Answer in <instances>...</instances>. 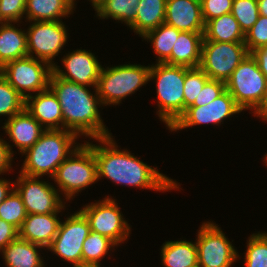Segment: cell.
I'll list each match as a JSON object with an SVG mask.
<instances>
[{
	"label": "cell",
	"instance_id": "9",
	"mask_svg": "<svg viewBox=\"0 0 267 267\" xmlns=\"http://www.w3.org/2000/svg\"><path fill=\"white\" fill-rule=\"evenodd\" d=\"M196 234L200 267H232L235 262L240 261L237 248L226 237L223 229L211 219L203 221Z\"/></svg>",
	"mask_w": 267,
	"mask_h": 267
},
{
	"label": "cell",
	"instance_id": "26",
	"mask_svg": "<svg viewBox=\"0 0 267 267\" xmlns=\"http://www.w3.org/2000/svg\"><path fill=\"white\" fill-rule=\"evenodd\" d=\"M166 0H140L136 9V19L129 28L143 37L156 29L165 20Z\"/></svg>",
	"mask_w": 267,
	"mask_h": 267
},
{
	"label": "cell",
	"instance_id": "7",
	"mask_svg": "<svg viewBox=\"0 0 267 267\" xmlns=\"http://www.w3.org/2000/svg\"><path fill=\"white\" fill-rule=\"evenodd\" d=\"M226 90L243 110L252 115L262 106L267 93V78L256 60L248 54L225 82Z\"/></svg>",
	"mask_w": 267,
	"mask_h": 267
},
{
	"label": "cell",
	"instance_id": "29",
	"mask_svg": "<svg viewBox=\"0 0 267 267\" xmlns=\"http://www.w3.org/2000/svg\"><path fill=\"white\" fill-rule=\"evenodd\" d=\"M115 248L118 249V246L108 237L90 231L82 245V265L103 266L101 262L105 256L111 259Z\"/></svg>",
	"mask_w": 267,
	"mask_h": 267
},
{
	"label": "cell",
	"instance_id": "38",
	"mask_svg": "<svg viewBox=\"0 0 267 267\" xmlns=\"http://www.w3.org/2000/svg\"><path fill=\"white\" fill-rule=\"evenodd\" d=\"M226 90V83L220 80L208 79L195 102L190 107L205 106L214 101Z\"/></svg>",
	"mask_w": 267,
	"mask_h": 267
},
{
	"label": "cell",
	"instance_id": "39",
	"mask_svg": "<svg viewBox=\"0 0 267 267\" xmlns=\"http://www.w3.org/2000/svg\"><path fill=\"white\" fill-rule=\"evenodd\" d=\"M205 24L216 17L232 12L233 0H200Z\"/></svg>",
	"mask_w": 267,
	"mask_h": 267
},
{
	"label": "cell",
	"instance_id": "18",
	"mask_svg": "<svg viewBox=\"0 0 267 267\" xmlns=\"http://www.w3.org/2000/svg\"><path fill=\"white\" fill-rule=\"evenodd\" d=\"M164 23L184 32H204L200 0H166Z\"/></svg>",
	"mask_w": 267,
	"mask_h": 267
},
{
	"label": "cell",
	"instance_id": "20",
	"mask_svg": "<svg viewBox=\"0 0 267 267\" xmlns=\"http://www.w3.org/2000/svg\"><path fill=\"white\" fill-rule=\"evenodd\" d=\"M25 110L46 130L63 129L62 109L50 88L27 97Z\"/></svg>",
	"mask_w": 267,
	"mask_h": 267
},
{
	"label": "cell",
	"instance_id": "13",
	"mask_svg": "<svg viewBox=\"0 0 267 267\" xmlns=\"http://www.w3.org/2000/svg\"><path fill=\"white\" fill-rule=\"evenodd\" d=\"M248 54L244 42L203 40L199 67L209 79L226 82Z\"/></svg>",
	"mask_w": 267,
	"mask_h": 267
},
{
	"label": "cell",
	"instance_id": "35",
	"mask_svg": "<svg viewBox=\"0 0 267 267\" xmlns=\"http://www.w3.org/2000/svg\"><path fill=\"white\" fill-rule=\"evenodd\" d=\"M231 13L245 34L259 17L257 0H233Z\"/></svg>",
	"mask_w": 267,
	"mask_h": 267
},
{
	"label": "cell",
	"instance_id": "15",
	"mask_svg": "<svg viewBox=\"0 0 267 267\" xmlns=\"http://www.w3.org/2000/svg\"><path fill=\"white\" fill-rule=\"evenodd\" d=\"M244 111L236 104L235 99L225 90L213 102L199 107H188L177 121L168 129L178 132L200 125L221 126L224 121Z\"/></svg>",
	"mask_w": 267,
	"mask_h": 267
},
{
	"label": "cell",
	"instance_id": "3",
	"mask_svg": "<svg viewBox=\"0 0 267 267\" xmlns=\"http://www.w3.org/2000/svg\"><path fill=\"white\" fill-rule=\"evenodd\" d=\"M79 137L65 129L45 130L38 141L22 155L18 173L52 179L57 168L81 144Z\"/></svg>",
	"mask_w": 267,
	"mask_h": 267
},
{
	"label": "cell",
	"instance_id": "33",
	"mask_svg": "<svg viewBox=\"0 0 267 267\" xmlns=\"http://www.w3.org/2000/svg\"><path fill=\"white\" fill-rule=\"evenodd\" d=\"M27 216L23 201L18 192L13 189L0 204V219L11 223L19 229Z\"/></svg>",
	"mask_w": 267,
	"mask_h": 267
},
{
	"label": "cell",
	"instance_id": "21",
	"mask_svg": "<svg viewBox=\"0 0 267 267\" xmlns=\"http://www.w3.org/2000/svg\"><path fill=\"white\" fill-rule=\"evenodd\" d=\"M42 250L47 252L44 247L17 237L0 254L5 267H46L45 253H41Z\"/></svg>",
	"mask_w": 267,
	"mask_h": 267
},
{
	"label": "cell",
	"instance_id": "30",
	"mask_svg": "<svg viewBox=\"0 0 267 267\" xmlns=\"http://www.w3.org/2000/svg\"><path fill=\"white\" fill-rule=\"evenodd\" d=\"M140 0H107L95 11L99 20H115L130 26L136 19V9Z\"/></svg>",
	"mask_w": 267,
	"mask_h": 267
},
{
	"label": "cell",
	"instance_id": "47",
	"mask_svg": "<svg viewBox=\"0 0 267 267\" xmlns=\"http://www.w3.org/2000/svg\"><path fill=\"white\" fill-rule=\"evenodd\" d=\"M73 267H102V266H98V265H78V266H73Z\"/></svg>",
	"mask_w": 267,
	"mask_h": 267
},
{
	"label": "cell",
	"instance_id": "8",
	"mask_svg": "<svg viewBox=\"0 0 267 267\" xmlns=\"http://www.w3.org/2000/svg\"><path fill=\"white\" fill-rule=\"evenodd\" d=\"M104 197L83 205L79 210L87 218L91 231L108 237L117 246H122L130 238L132 225L124 218L116 198L111 195Z\"/></svg>",
	"mask_w": 267,
	"mask_h": 267
},
{
	"label": "cell",
	"instance_id": "5",
	"mask_svg": "<svg viewBox=\"0 0 267 267\" xmlns=\"http://www.w3.org/2000/svg\"><path fill=\"white\" fill-rule=\"evenodd\" d=\"M80 141L78 148L63 161L51 179L68 203L83 190L98 182L93 141L92 139L83 140L84 143Z\"/></svg>",
	"mask_w": 267,
	"mask_h": 267
},
{
	"label": "cell",
	"instance_id": "37",
	"mask_svg": "<svg viewBox=\"0 0 267 267\" xmlns=\"http://www.w3.org/2000/svg\"><path fill=\"white\" fill-rule=\"evenodd\" d=\"M26 0H0V17L4 22L25 20Z\"/></svg>",
	"mask_w": 267,
	"mask_h": 267
},
{
	"label": "cell",
	"instance_id": "1",
	"mask_svg": "<svg viewBox=\"0 0 267 267\" xmlns=\"http://www.w3.org/2000/svg\"><path fill=\"white\" fill-rule=\"evenodd\" d=\"M114 137L92 139L98 181L106 178L121 187L162 193L183 190L182 184L161 173L156 165L152 167L129 149H121Z\"/></svg>",
	"mask_w": 267,
	"mask_h": 267
},
{
	"label": "cell",
	"instance_id": "11",
	"mask_svg": "<svg viewBox=\"0 0 267 267\" xmlns=\"http://www.w3.org/2000/svg\"><path fill=\"white\" fill-rule=\"evenodd\" d=\"M43 177L27 176L19 173L14 181V189L21 196L27 214H48L65 212L68 203L55 188L53 182Z\"/></svg>",
	"mask_w": 267,
	"mask_h": 267
},
{
	"label": "cell",
	"instance_id": "27",
	"mask_svg": "<svg viewBox=\"0 0 267 267\" xmlns=\"http://www.w3.org/2000/svg\"><path fill=\"white\" fill-rule=\"evenodd\" d=\"M245 34L232 13L213 18L205 24L204 39L217 42H244Z\"/></svg>",
	"mask_w": 267,
	"mask_h": 267
},
{
	"label": "cell",
	"instance_id": "40",
	"mask_svg": "<svg viewBox=\"0 0 267 267\" xmlns=\"http://www.w3.org/2000/svg\"><path fill=\"white\" fill-rule=\"evenodd\" d=\"M14 156L12 155L8 144L6 143V139L0 136V176H6L13 171V160Z\"/></svg>",
	"mask_w": 267,
	"mask_h": 267
},
{
	"label": "cell",
	"instance_id": "17",
	"mask_svg": "<svg viewBox=\"0 0 267 267\" xmlns=\"http://www.w3.org/2000/svg\"><path fill=\"white\" fill-rule=\"evenodd\" d=\"M1 128L5 132L4 135L9 139L8 141L6 140V143L13 156L17 154L16 151L13 150V147H17L18 154L20 153L22 155L38 141L42 133L46 130L25 109L15 114L9 120L2 122Z\"/></svg>",
	"mask_w": 267,
	"mask_h": 267
},
{
	"label": "cell",
	"instance_id": "48",
	"mask_svg": "<svg viewBox=\"0 0 267 267\" xmlns=\"http://www.w3.org/2000/svg\"><path fill=\"white\" fill-rule=\"evenodd\" d=\"M262 161L265 163L264 165H266L267 167V153L265 152L264 156H262Z\"/></svg>",
	"mask_w": 267,
	"mask_h": 267
},
{
	"label": "cell",
	"instance_id": "24",
	"mask_svg": "<svg viewBox=\"0 0 267 267\" xmlns=\"http://www.w3.org/2000/svg\"><path fill=\"white\" fill-rule=\"evenodd\" d=\"M76 8L71 0H26L25 22L63 21L73 15Z\"/></svg>",
	"mask_w": 267,
	"mask_h": 267
},
{
	"label": "cell",
	"instance_id": "25",
	"mask_svg": "<svg viewBox=\"0 0 267 267\" xmlns=\"http://www.w3.org/2000/svg\"><path fill=\"white\" fill-rule=\"evenodd\" d=\"M163 267H195L198 265L197 245L194 240H168L160 248Z\"/></svg>",
	"mask_w": 267,
	"mask_h": 267
},
{
	"label": "cell",
	"instance_id": "28",
	"mask_svg": "<svg viewBox=\"0 0 267 267\" xmlns=\"http://www.w3.org/2000/svg\"><path fill=\"white\" fill-rule=\"evenodd\" d=\"M178 29L166 23H162L156 29L150 30L143 37L145 42H150L153 53L156 55L154 63H164L170 56L179 33Z\"/></svg>",
	"mask_w": 267,
	"mask_h": 267
},
{
	"label": "cell",
	"instance_id": "42",
	"mask_svg": "<svg viewBox=\"0 0 267 267\" xmlns=\"http://www.w3.org/2000/svg\"><path fill=\"white\" fill-rule=\"evenodd\" d=\"M251 56L256 60L258 68L267 78V46L253 50Z\"/></svg>",
	"mask_w": 267,
	"mask_h": 267
},
{
	"label": "cell",
	"instance_id": "14",
	"mask_svg": "<svg viewBox=\"0 0 267 267\" xmlns=\"http://www.w3.org/2000/svg\"><path fill=\"white\" fill-rule=\"evenodd\" d=\"M90 231L87 218L77 210L61 220L58 233L46 250L71 267L82 265V245Z\"/></svg>",
	"mask_w": 267,
	"mask_h": 267
},
{
	"label": "cell",
	"instance_id": "31",
	"mask_svg": "<svg viewBox=\"0 0 267 267\" xmlns=\"http://www.w3.org/2000/svg\"><path fill=\"white\" fill-rule=\"evenodd\" d=\"M246 241L243 266L267 267V231H255Z\"/></svg>",
	"mask_w": 267,
	"mask_h": 267
},
{
	"label": "cell",
	"instance_id": "2",
	"mask_svg": "<svg viewBox=\"0 0 267 267\" xmlns=\"http://www.w3.org/2000/svg\"><path fill=\"white\" fill-rule=\"evenodd\" d=\"M49 88L59 100L63 116V129L86 140L87 138L89 140L113 136L102 119L100 108L103 105L96 87L64 80L52 72Z\"/></svg>",
	"mask_w": 267,
	"mask_h": 267
},
{
	"label": "cell",
	"instance_id": "19",
	"mask_svg": "<svg viewBox=\"0 0 267 267\" xmlns=\"http://www.w3.org/2000/svg\"><path fill=\"white\" fill-rule=\"evenodd\" d=\"M61 212L48 214H27L21 227L18 229V237L47 249L58 233L62 218Z\"/></svg>",
	"mask_w": 267,
	"mask_h": 267
},
{
	"label": "cell",
	"instance_id": "4",
	"mask_svg": "<svg viewBox=\"0 0 267 267\" xmlns=\"http://www.w3.org/2000/svg\"><path fill=\"white\" fill-rule=\"evenodd\" d=\"M189 67L152 63L149 82L153 81L157 100L156 115L169 129L184 113V80Z\"/></svg>",
	"mask_w": 267,
	"mask_h": 267
},
{
	"label": "cell",
	"instance_id": "50",
	"mask_svg": "<svg viewBox=\"0 0 267 267\" xmlns=\"http://www.w3.org/2000/svg\"><path fill=\"white\" fill-rule=\"evenodd\" d=\"M2 23H4V21L1 19V17H0V25L2 24Z\"/></svg>",
	"mask_w": 267,
	"mask_h": 267
},
{
	"label": "cell",
	"instance_id": "6",
	"mask_svg": "<svg viewBox=\"0 0 267 267\" xmlns=\"http://www.w3.org/2000/svg\"><path fill=\"white\" fill-rule=\"evenodd\" d=\"M102 66L96 85L97 94L103 105L111 107L122 104V100L136 93L141 87L149 83L151 64L145 66L137 63H124Z\"/></svg>",
	"mask_w": 267,
	"mask_h": 267
},
{
	"label": "cell",
	"instance_id": "12",
	"mask_svg": "<svg viewBox=\"0 0 267 267\" xmlns=\"http://www.w3.org/2000/svg\"><path fill=\"white\" fill-rule=\"evenodd\" d=\"M52 66L30 56L7 62L1 75L25 99L49 88Z\"/></svg>",
	"mask_w": 267,
	"mask_h": 267
},
{
	"label": "cell",
	"instance_id": "41",
	"mask_svg": "<svg viewBox=\"0 0 267 267\" xmlns=\"http://www.w3.org/2000/svg\"><path fill=\"white\" fill-rule=\"evenodd\" d=\"M18 237V229L11 223L0 219V251Z\"/></svg>",
	"mask_w": 267,
	"mask_h": 267
},
{
	"label": "cell",
	"instance_id": "44",
	"mask_svg": "<svg viewBox=\"0 0 267 267\" xmlns=\"http://www.w3.org/2000/svg\"><path fill=\"white\" fill-rule=\"evenodd\" d=\"M252 116L260 118L262 122L267 123V93L262 106Z\"/></svg>",
	"mask_w": 267,
	"mask_h": 267
},
{
	"label": "cell",
	"instance_id": "23",
	"mask_svg": "<svg viewBox=\"0 0 267 267\" xmlns=\"http://www.w3.org/2000/svg\"><path fill=\"white\" fill-rule=\"evenodd\" d=\"M21 26H24L22 22H4L0 25V67L28 56L27 33Z\"/></svg>",
	"mask_w": 267,
	"mask_h": 267
},
{
	"label": "cell",
	"instance_id": "32",
	"mask_svg": "<svg viewBox=\"0 0 267 267\" xmlns=\"http://www.w3.org/2000/svg\"><path fill=\"white\" fill-rule=\"evenodd\" d=\"M25 109V98L0 74V119L5 121ZM2 119L0 121H3Z\"/></svg>",
	"mask_w": 267,
	"mask_h": 267
},
{
	"label": "cell",
	"instance_id": "22",
	"mask_svg": "<svg viewBox=\"0 0 267 267\" xmlns=\"http://www.w3.org/2000/svg\"><path fill=\"white\" fill-rule=\"evenodd\" d=\"M203 39L204 32L181 31L172 47L171 56L164 63L189 68L199 67Z\"/></svg>",
	"mask_w": 267,
	"mask_h": 267
},
{
	"label": "cell",
	"instance_id": "49",
	"mask_svg": "<svg viewBox=\"0 0 267 267\" xmlns=\"http://www.w3.org/2000/svg\"><path fill=\"white\" fill-rule=\"evenodd\" d=\"M75 5H77V0H71ZM79 1V0H78Z\"/></svg>",
	"mask_w": 267,
	"mask_h": 267
},
{
	"label": "cell",
	"instance_id": "43",
	"mask_svg": "<svg viewBox=\"0 0 267 267\" xmlns=\"http://www.w3.org/2000/svg\"><path fill=\"white\" fill-rule=\"evenodd\" d=\"M14 189V181L0 176V204L5 200L9 193Z\"/></svg>",
	"mask_w": 267,
	"mask_h": 267
},
{
	"label": "cell",
	"instance_id": "10",
	"mask_svg": "<svg viewBox=\"0 0 267 267\" xmlns=\"http://www.w3.org/2000/svg\"><path fill=\"white\" fill-rule=\"evenodd\" d=\"M28 56L47 62L52 67L54 60L62 55L69 42V28L63 21L26 22Z\"/></svg>",
	"mask_w": 267,
	"mask_h": 267
},
{
	"label": "cell",
	"instance_id": "36",
	"mask_svg": "<svg viewBox=\"0 0 267 267\" xmlns=\"http://www.w3.org/2000/svg\"><path fill=\"white\" fill-rule=\"evenodd\" d=\"M244 43L249 54L262 46H267V17L259 15L254 25L245 33Z\"/></svg>",
	"mask_w": 267,
	"mask_h": 267
},
{
	"label": "cell",
	"instance_id": "45",
	"mask_svg": "<svg viewBox=\"0 0 267 267\" xmlns=\"http://www.w3.org/2000/svg\"><path fill=\"white\" fill-rule=\"evenodd\" d=\"M259 15L267 17V0H257Z\"/></svg>",
	"mask_w": 267,
	"mask_h": 267
},
{
	"label": "cell",
	"instance_id": "34",
	"mask_svg": "<svg viewBox=\"0 0 267 267\" xmlns=\"http://www.w3.org/2000/svg\"><path fill=\"white\" fill-rule=\"evenodd\" d=\"M208 79V75L200 67L188 68L185 71L183 89L184 111L195 102V99L200 94L201 89Z\"/></svg>",
	"mask_w": 267,
	"mask_h": 267
},
{
	"label": "cell",
	"instance_id": "16",
	"mask_svg": "<svg viewBox=\"0 0 267 267\" xmlns=\"http://www.w3.org/2000/svg\"><path fill=\"white\" fill-rule=\"evenodd\" d=\"M67 52L65 51L60 60L63 67L57 65V62L52 67L53 73L70 82L96 87L103 66L98 60V55L82 47Z\"/></svg>",
	"mask_w": 267,
	"mask_h": 267
},
{
	"label": "cell",
	"instance_id": "46",
	"mask_svg": "<svg viewBox=\"0 0 267 267\" xmlns=\"http://www.w3.org/2000/svg\"><path fill=\"white\" fill-rule=\"evenodd\" d=\"M89 1L92 6V8L94 9V11H96L100 6H102L107 0H87Z\"/></svg>",
	"mask_w": 267,
	"mask_h": 267
}]
</instances>
